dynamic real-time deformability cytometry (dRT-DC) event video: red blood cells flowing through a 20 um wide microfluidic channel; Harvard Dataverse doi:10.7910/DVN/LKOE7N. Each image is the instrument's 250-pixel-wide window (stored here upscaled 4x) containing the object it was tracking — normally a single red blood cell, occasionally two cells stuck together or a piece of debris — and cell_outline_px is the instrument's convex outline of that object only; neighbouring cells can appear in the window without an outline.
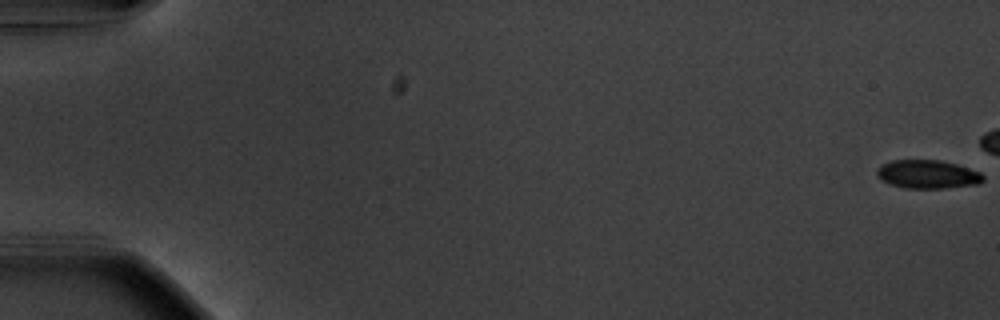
{"species": "common noctule bat (a hibernating species)", "species_latin": "Nyctalus noctula", "temperature_condition": "warm", "stored_images_in_passage": 47, "camera_frame_rate_fps": 3000, "um_per_image_px": 0.085, "animal": {"sex": "male", "body_mass_g": 20.1, "forearm_length_mm": 53.5}, "frame": {"image": 1, "passage_image": 1, "time_ms": 0.0, "image_size_px": [1000, 320], "cell_outline_px": [[984, 180], [980, 184], [944, 188], [904, 188], [888, 184], [876, 172], [880, 164], [892, 160], [940, 160], [956, 164], [980, 172], [984, 176]], "centroid_in_image_um": [78.86, 14.81], "position_along_channel_um": 6.1, "area_um2": 17.63}}
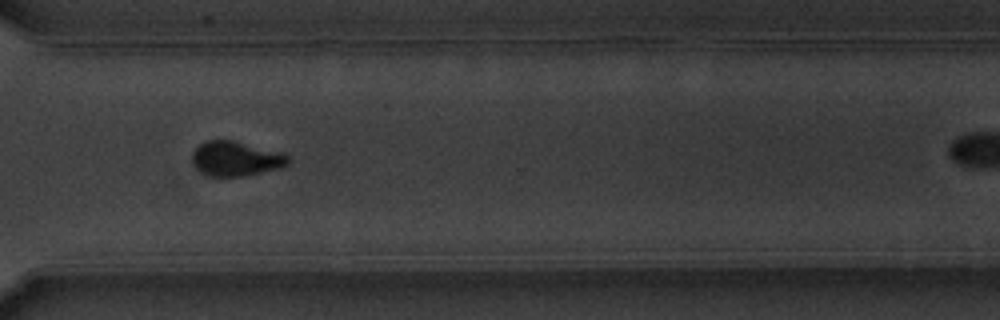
{"frame": {"image": 2, "passage_image": 43, "time_ms": 14.0, "image_size_px": [1000, 320], "cell_outline_px": [[288, 164], [280, 168], [248, 176], [208, 176], [192, 160], [192, 152], [200, 144], [208, 140], [232, 140], [280, 152], [288, 156]], "centroid_in_image_um": [20.07, 13.49], "position_along_channel_um": 350.5, "area_um2": 19.07}}
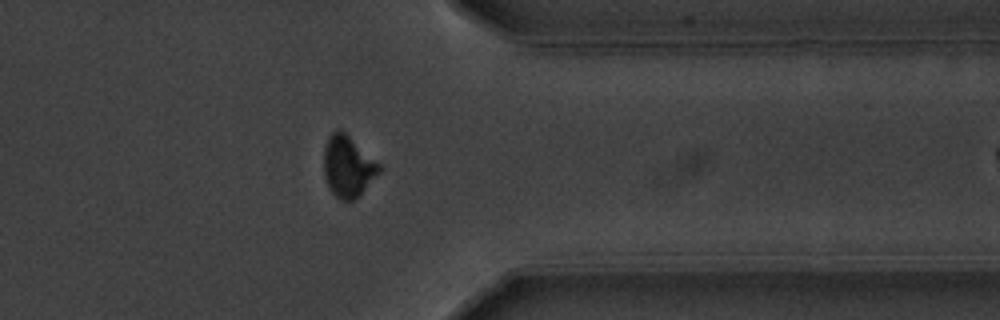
{"frame": {"image": 3, "passage_image": 46, "time_ms": 15.0, "image_size_px": [1000, 320], "cell_outline_px": [[380, 172], [352, 200], [340, 200], [332, 192], [324, 176], [324, 148], [328, 136], [332, 132], [340, 128], [380, 164]], "centroid_in_image_um": [29.54, 14.11], "position_along_channel_um": 381.9, "area_um2": 19.25}}